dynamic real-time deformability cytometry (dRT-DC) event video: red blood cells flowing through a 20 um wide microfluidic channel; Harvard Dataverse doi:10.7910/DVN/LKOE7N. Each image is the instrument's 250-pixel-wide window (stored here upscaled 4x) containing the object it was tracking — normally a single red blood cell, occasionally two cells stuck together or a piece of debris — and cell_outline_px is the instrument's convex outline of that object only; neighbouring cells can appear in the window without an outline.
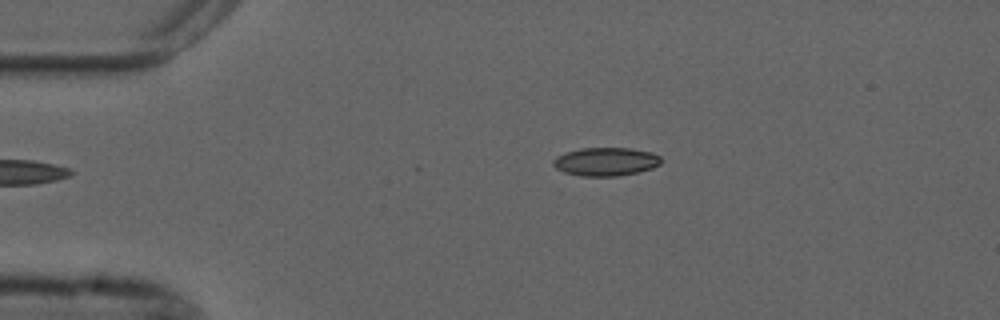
{"species": "common noctule bat (a hibernating species)", "species_latin": "Nyctalus noctula", "temperature_condition": "cold", "stored_images_in_passage": 3, "camera_frame_rate_fps": 3000, "um_per_image_px": 0.085, "animal": {"sex": "male", "forearm_length_mm": 52.5}, "frame": {"image": 1, "passage_image": 3, "time_ms": 3.667, "image_size_px": [1000, 320], "cell_outline_px": [[660, 164], [652, 168], [636, 172], [616, 176], [580, 176], [564, 172], [556, 168], [552, 164], [552, 160], [556, 156], [580, 148], [632, 148], [652, 152], [660, 156]], "centroid_in_image_um": [51.47, 13.73], "position_along_channel_um": 33.5, "area_um2": 17.8}}